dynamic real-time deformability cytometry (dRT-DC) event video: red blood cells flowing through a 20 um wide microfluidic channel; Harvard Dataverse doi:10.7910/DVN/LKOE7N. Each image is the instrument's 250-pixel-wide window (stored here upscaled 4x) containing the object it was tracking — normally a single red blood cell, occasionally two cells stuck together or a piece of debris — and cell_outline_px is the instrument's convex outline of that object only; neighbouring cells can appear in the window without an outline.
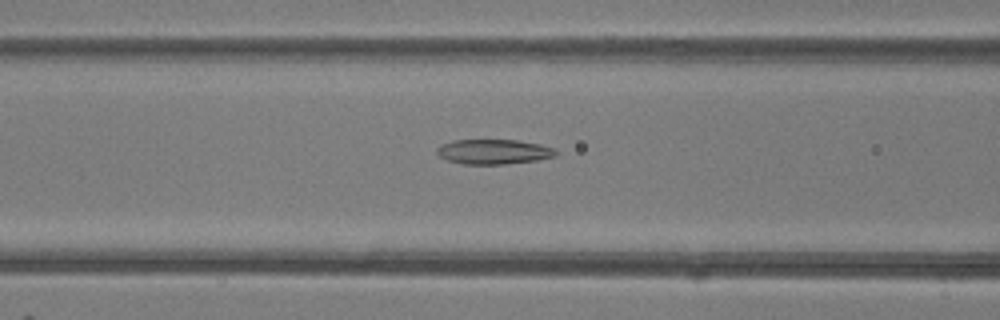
{"species": "common noctule bat (a hibernating species)", "species_latin": "Nyctalus noctula", "temperature_condition": "room temperature", "stored_images_in_passage": 47, "camera_frame_rate_fps": 3000, "um_per_image_px": 0.085, "animal": {"sex": "female"}, "frame": {"image": 1, "passage_image": 20, "time_ms": 6.333, "image_size_px": [1000, 320], "cell_outline_px": [[560, 152], [556, 156], [536, 160], [504, 164], [464, 164], [448, 160], [440, 156], [436, 152], [436, 148], [440, 144], [452, 140], [516, 140], [540, 144], [556, 148]], "centroid_in_image_um": [41.98, 12.89], "position_along_channel_um": 124.6, "area_um2": 17.34}}
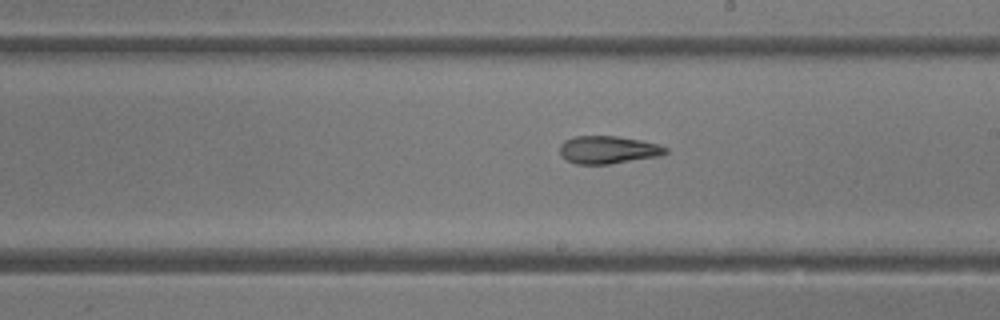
{"frame": {"image": 2, "passage_image": 28, "time_ms": 9.0, "image_size_px": [1000, 320], "cell_outline_px": [[668, 152], [660, 156], [608, 164], [576, 164], [560, 156], [560, 144], [564, 140], [572, 136], [616, 136], [640, 140], [656, 144], [668, 148]], "centroid_in_image_um": [51.66, 12.73], "position_along_channel_um": 237.3, "area_um2": 17.11}}
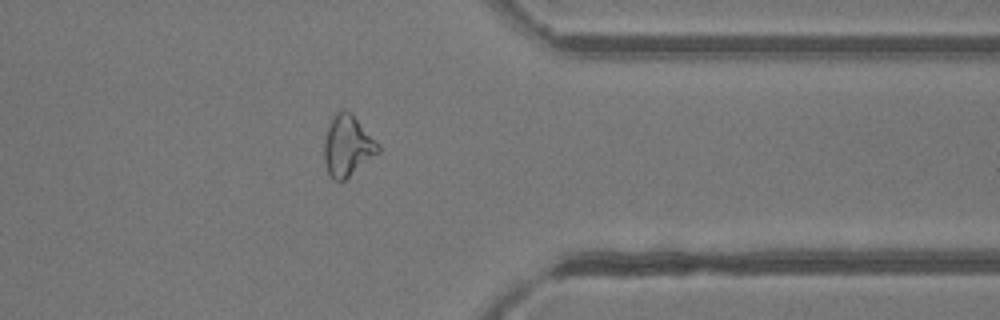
{"frame": {"image": 3, "passage_image": 39, "time_ms": 12.667, "image_size_px": [1000, 320], "cell_outline_px": [[380, 152], [344, 180], [332, 180], [328, 172], [324, 160], [324, 140], [328, 128], [336, 112], [340, 108], [344, 108], [380, 144]], "centroid_in_image_um": [29.54, 12.42], "position_along_channel_um": 381.9, "area_um2": 18.79}, "authors_computed_cell_mechanics": {"area_um2": 19.3052, "velocity_mm_per_s": 4.2117, "shape_relaxation_time_tau1_ms": null, "shape_relaxation_time_tau2_ms": 3.0334, "deformation_change_tau1": null, "deformation_change_tau2": 0.1209}}